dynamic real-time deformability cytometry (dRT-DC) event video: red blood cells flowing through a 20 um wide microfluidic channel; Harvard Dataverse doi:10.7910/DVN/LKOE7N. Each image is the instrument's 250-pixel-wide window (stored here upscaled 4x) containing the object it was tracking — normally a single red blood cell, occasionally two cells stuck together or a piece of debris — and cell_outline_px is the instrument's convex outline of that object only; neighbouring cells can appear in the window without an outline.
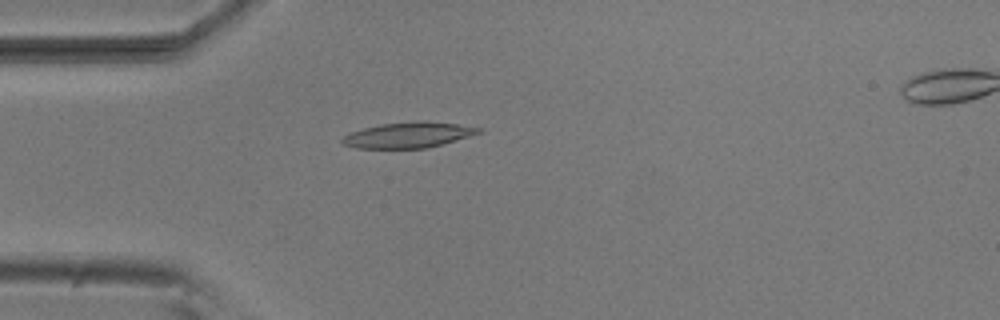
{"species": "common noctule bat (a hibernating species)", "species_latin": "Nyctalus noctula", "temperature_condition": "room temperature", "stored_images_in_passage": 52, "camera_frame_rate_fps": 3000, "um_per_image_px": 0.085, "animal": {"sex": "male", "body_mass_g": 20.5, "forearm_length_mm": 52.5}, "frame": {"image": 1, "passage_image": 14, "time_ms": 4.333, "image_size_px": [1000, 320], "cell_outline_px": [[484, 132], [428, 148], [356, 148], [344, 144], [340, 140], [348, 132], [380, 124], [420, 120], [428, 120], [484, 128]], "centroid_in_image_um": [34.74, 11.46], "position_along_channel_um": 50.3, "area_um2": 20.58}}
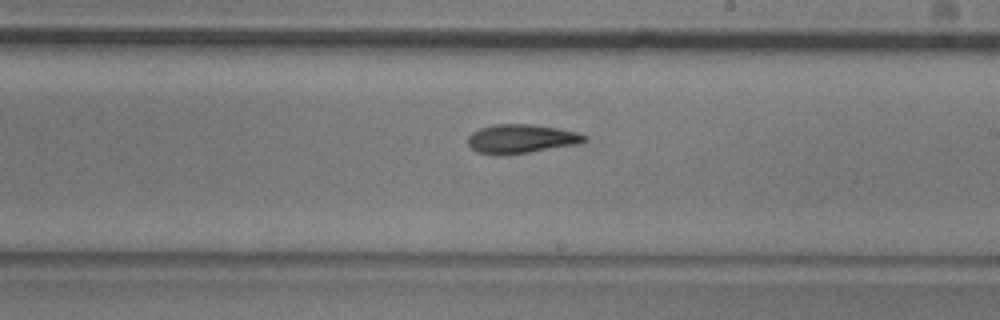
{"frame": {"image": 2, "passage_image": 30, "time_ms": 9.667, "image_size_px": [1000, 320], "cell_outline_px": [[588, 140], [576, 144], [528, 152], [476, 152], [468, 144], [468, 136], [472, 132], [480, 128], [492, 124], [532, 124], [560, 128], [576, 132], [588, 136]], "centroid_in_image_um": [44.34, 11.74], "position_along_channel_um": 244.7, "area_um2": 19.02}}
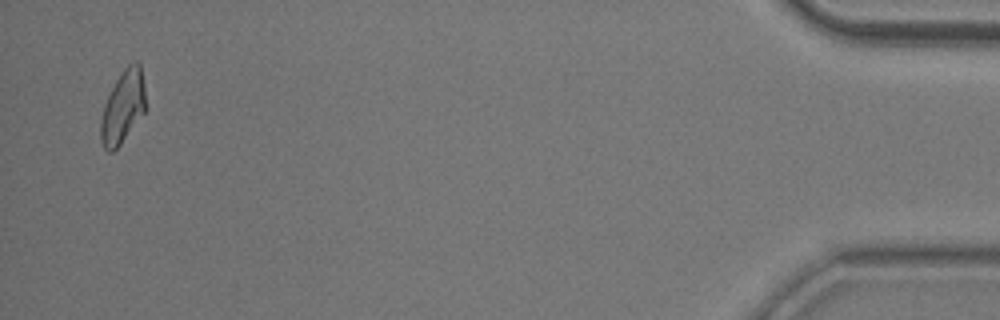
{"frame": {"image": 3, "passage_image": 51, "time_ms": 16.667, "image_size_px": [1000, 320], "cell_outline_px": [[144, 112], [120, 144], [112, 152], [108, 152], [104, 148], [100, 136], [100, 120], [104, 104], [116, 80], [124, 68], [132, 60], [140, 60], [144, 84]], "centroid_in_image_um": [10.44, 9.04], "position_along_channel_um": 424.8, "area_um2": 18.84}, "authors_computed_cell_mechanics": {"area_um2": 19.6231, "velocity_mm_per_s": 3.8135, "shape_relaxation_time_tau1_ms": 7.2092, "shape_relaxation_time_tau2_ms": 5.7611, "deformation_change_tau1": 0.1834, "deformation_change_tau2": 0.1537}}